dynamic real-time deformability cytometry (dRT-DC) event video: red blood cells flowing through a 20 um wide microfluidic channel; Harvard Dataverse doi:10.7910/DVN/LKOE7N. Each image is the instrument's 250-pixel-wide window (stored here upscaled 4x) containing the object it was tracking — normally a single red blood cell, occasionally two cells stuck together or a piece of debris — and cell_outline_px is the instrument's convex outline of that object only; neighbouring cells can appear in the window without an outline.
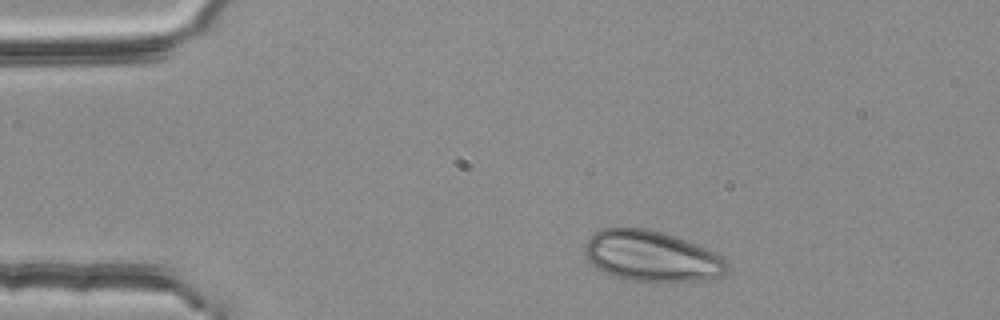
{"species": "common noctule bat (a hibernating species)", "species_latin": "Nyctalus noctula", "temperature_condition": "room temperature", "stored_images_in_passage": 40, "camera_frame_rate_fps": 3000, "um_per_image_px": 0.085, "animal": {"sex": "female", "body_mass_g": 25.1}, "frame": {"image": 1, "passage_image": 1, "time_ms": 0.0, "image_size_px": [1000, 320], "cell_outline_px": [[728, 268], [720, 276], [708, 280], [620, 280], [604, 272], [592, 264], [584, 256], [584, 244], [600, 228], [648, 228], [664, 232], [688, 240], [708, 248], [724, 256], [728, 264]], "centroid_in_image_um": [55.39, 21.75], "position_along_channel_um": 29.6, "area_um2": 42.25}}
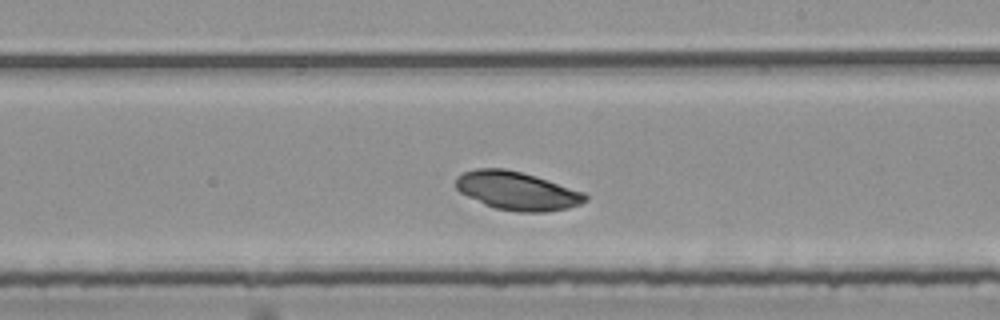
{"frame": {"image": 2, "passage_image": 23, "time_ms": 7.333, "image_size_px": [1000, 320], "cell_outline_px": [[588, 200], [580, 204], [568, 208], [548, 212], [516, 212], [496, 208], [484, 204], [460, 192], [456, 188], [456, 176], [464, 172], [476, 168], [504, 168], [536, 176], [584, 192], [588, 196]], "centroid_in_image_um": [43.96, 16.22], "position_along_channel_um": 245.0, "area_um2": 28.96}}
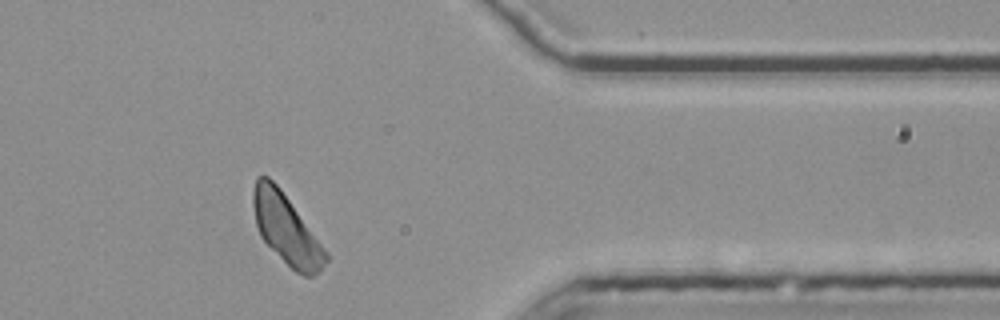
{"frame": {"image": 3, "passage_image": 36, "time_ms": 11.667, "image_size_px": [1000, 320], "cell_outline_px": [[328, 260], [312, 276], [304, 276], [296, 272], [260, 236], [256, 224], [252, 192], [256, 176], [268, 176], [280, 188], [328, 252]], "centroid_in_image_um": [24.33, 19.45], "position_along_channel_um": 387.1, "area_um2": 28.84}, "authors_computed_cell_mechanics": {"area_um2": 29.189, "velocity_mm_per_s": 3.7269, "shape_relaxation_time_tau1_ms": 1.1956, "shape_relaxation_time_tau2_ms": null, "deformation_change_tau1": 0.075, "deformation_change_tau2": null}}